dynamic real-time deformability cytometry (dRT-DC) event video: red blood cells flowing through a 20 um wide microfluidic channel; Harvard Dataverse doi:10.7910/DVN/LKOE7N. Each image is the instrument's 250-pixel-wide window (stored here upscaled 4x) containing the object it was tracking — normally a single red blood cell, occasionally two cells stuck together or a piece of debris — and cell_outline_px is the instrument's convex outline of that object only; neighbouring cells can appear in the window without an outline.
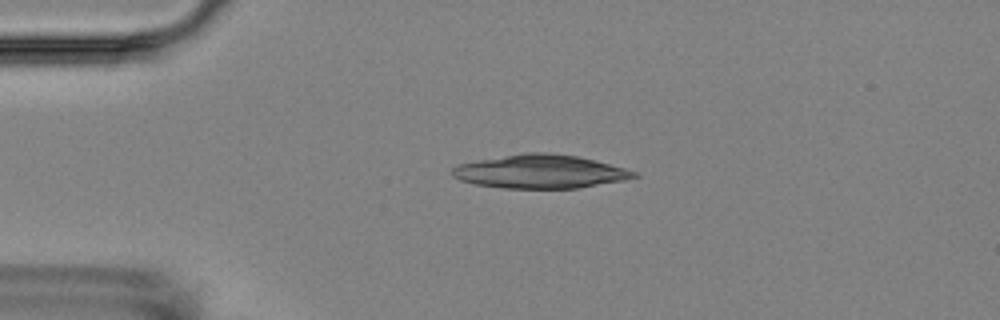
{"species": "Egyptian fruit bat (a non-hibernating species)", "species_latin": "Rousettus aegyptiacus", "temperature_condition": "room temperature", "stored_images_in_passage": 6, "camera_frame_rate_fps": 3000, "um_per_image_px": 0.085, "animal": {"sex": "female"}, "frame": {"image": 1, "passage_image": 4, "time_ms": 3.333, "image_size_px": [1000, 320], "cell_outline_px": [[640, 176], [624, 180], [580, 188], [500, 188], [476, 184], [460, 180], [452, 176], [448, 172], [456, 164], [476, 160], [524, 152], [544, 152], [576, 156], [596, 160], [624, 168], [636, 172]], "centroid_in_image_um": [45.87, 14.58], "position_along_channel_um": 39.1, "area_um2": 35.78}}